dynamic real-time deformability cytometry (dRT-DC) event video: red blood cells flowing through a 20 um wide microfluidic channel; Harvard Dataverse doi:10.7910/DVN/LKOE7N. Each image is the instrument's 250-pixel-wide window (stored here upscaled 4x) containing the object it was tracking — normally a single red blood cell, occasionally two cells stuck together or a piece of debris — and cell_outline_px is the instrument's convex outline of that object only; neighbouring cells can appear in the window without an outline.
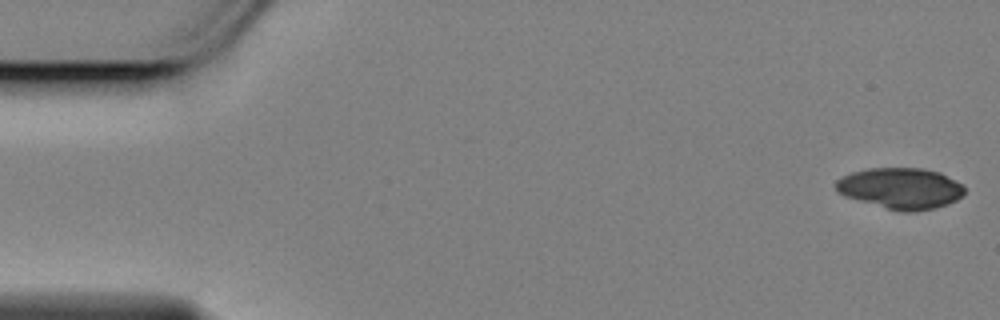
{"species": "Egyptian fruit bat (a non-hibernating species)", "species_latin": "Rousettus aegyptiacus", "temperature_condition": "cold", "stored_images_in_passage": 12, "camera_frame_rate_fps": 3000, "um_per_image_px": 0.085, "animal": {"sex": "female"}, "frame": {"image": 1, "passage_image": 1, "time_ms": 0.0, "image_size_px": [1000, 320], "cell_outline_px": [[964, 196], [948, 204], [936, 208], [916, 212], [904, 212], [888, 208], [844, 196], [836, 192], [836, 180], [852, 172], [868, 168], [924, 168], [940, 172], [960, 184], [964, 188]], "centroid_in_image_um": [76.57, 16.01], "position_along_channel_um": 8.4, "area_um2": 30.69}}